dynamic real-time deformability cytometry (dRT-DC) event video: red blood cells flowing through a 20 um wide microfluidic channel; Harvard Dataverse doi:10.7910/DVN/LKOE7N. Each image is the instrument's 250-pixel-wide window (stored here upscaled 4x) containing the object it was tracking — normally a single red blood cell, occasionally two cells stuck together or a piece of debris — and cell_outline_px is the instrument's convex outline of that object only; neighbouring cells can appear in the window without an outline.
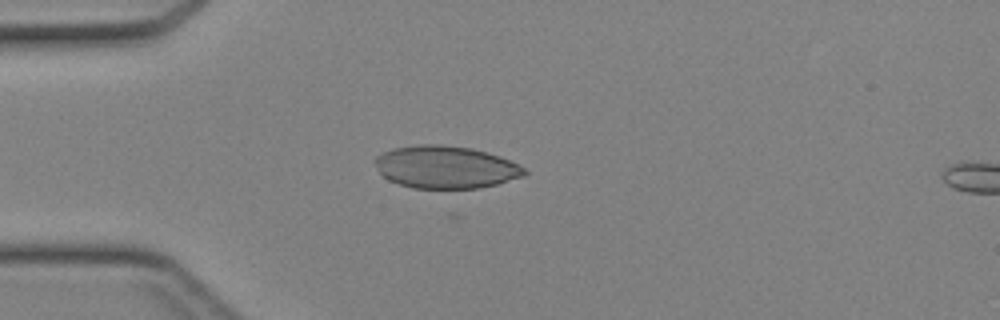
{"species": "Egyptian fruit bat (a non-hibernating species)", "species_latin": "Rousettus aegyptiacus", "temperature_condition": "cold", "stored_images_in_passage": 36, "camera_frame_rate_fps": 3000, "um_per_image_px": 0.085, "animal": {"sex": "female"}, "frame": {"image": 1, "passage_image": 9, "time_ms": 2.667, "image_size_px": [1000, 320], "cell_outline_px": [[528, 172], [524, 176], [496, 184], [480, 188], [412, 188], [388, 180], [380, 172], [372, 160], [376, 156], [392, 148], [416, 144], [440, 144], [472, 148], [488, 152], [500, 156], [524, 168]], "centroid_in_image_um": [37.85, 14.19], "position_along_channel_um": 47.1, "area_um2": 37.11}}
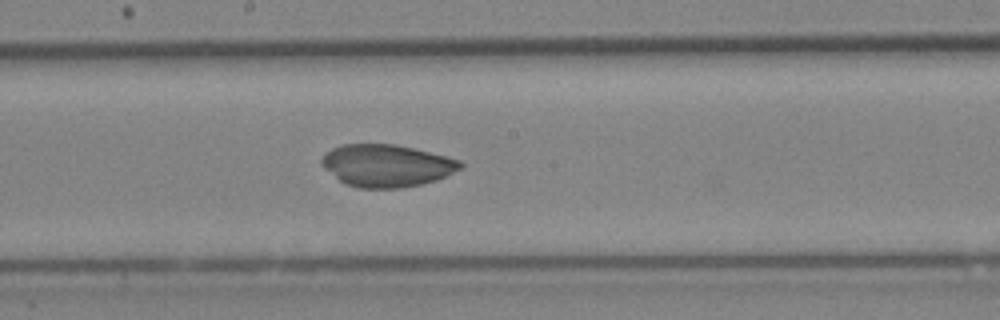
{"frame": {"image": 2, "passage_image": 21, "time_ms": 6.667, "image_size_px": [1000, 320], "cell_outline_px": [[464, 164], [460, 168], [436, 180], [420, 184], [400, 188], [360, 188], [344, 184], [324, 168], [320, 164], [320, 160], [324, 152], [332, 148], [344, 144], [396, 144], [448, 156], [460, 160]], "centroid_in_image_um": [32.82, 14.06], "position_along_channel_um": 215.4, "area_um2": 34.28}}
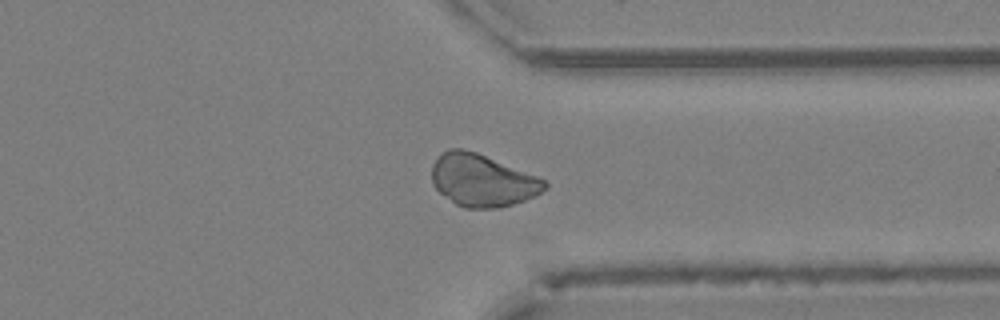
{"frame": {"image": 3, "passage_image": 31, "time_ms": 10.0, "image_size_px": [1000, 320], "cell_outline_px": [[548, 188], [524, 200], [500, 208], [464, 208], [456, 204], [440, 192], [432, 184], [432, 164], [448, 148], [460, 148], [476, 152], [536, 176], [544, 180], [548, 184]], "centroid_in_image_um": [40.98, 15.34], "position_along_channel_um": 370.4, "area_um2": 33.93}}